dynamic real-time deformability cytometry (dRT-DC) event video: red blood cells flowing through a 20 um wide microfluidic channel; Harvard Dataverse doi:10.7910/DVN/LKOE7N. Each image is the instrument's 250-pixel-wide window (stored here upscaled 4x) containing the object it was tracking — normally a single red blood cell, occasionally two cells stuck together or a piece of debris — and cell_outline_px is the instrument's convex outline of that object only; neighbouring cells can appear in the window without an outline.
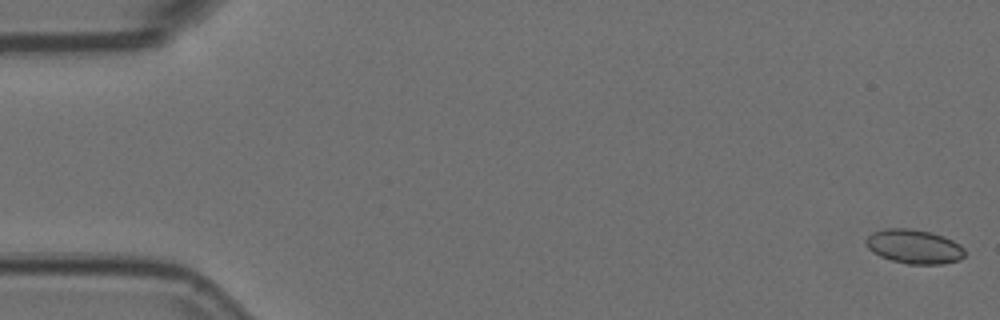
{"species": "Egyptian fruit bat (a non-hibernating species)", "species_latin": "Rousettus aegyptiacus", "temperature_condition": "room temperature", "stored_images_in_passage": 55, "camera_frame_rate_fps": 3000, "um_per_image_px": 0.085, "animal": {"sex": "female"}, "frame": {"image": 1, "passage_image": 1, "time_ms": 0.0, "image_size_px": [1000, 320], "cell_outline_px": [[964, 256], [960, 260], [944, 264], [908, 264], [892, 260], [880, 256], [872, 252], [864, 244], [864, 240], [872, 232], [884, 228], [912, 228], [932, 232], [944, 236], [960, 244], [964, 248]], "centroid_in_image_um": [77.69, 20.94], "position_along_channel_um": 7.3, "area_um2": 20.0}}
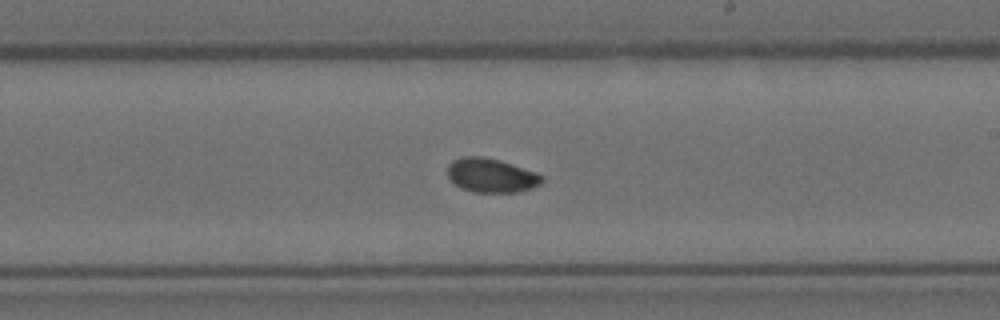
{"frame": {"image": 2, "passage_image": 32, "time_ms": 10.333, "image_size_px": [1000, 320], "cell_outline_px": [[544, 180], [540, 184], [532, 188], [516, 192], [472, 192], [460, 188], [448, 176], [448, 164], [452, 160], [464, 156], [484, 156], [500, 160], [536, 172], [544, 176]], "centroid_in_image_um": [41.76, 14.9], "position_along_channel_um": 247.2, "area_um2": 18.84}}
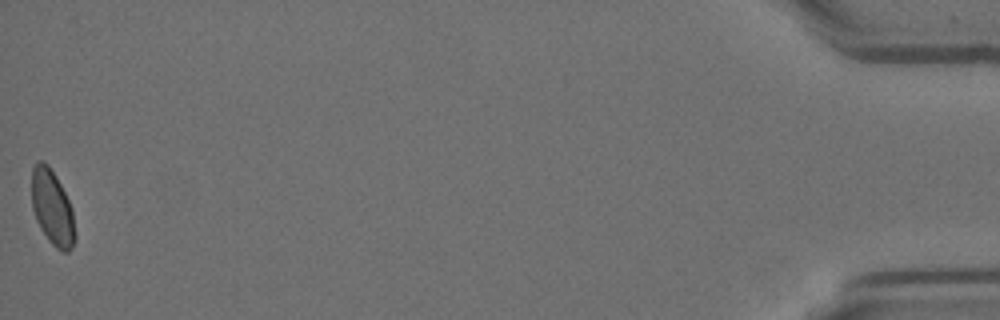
{"frame": {"image": 3, "passage_image": 55, "time_ms": 18.0, "image_size_px": [1000, 320], "cell_outline_px": [[76, 236], [72, 248], [68, 252], [60, 252], [48, 240], [40, 228], [36, 220], [32, 208], [32, 168], [36, 160], [44, 160], [48, 164], [60, 184], [72, 208]], "centroid_in_image_um": [4.44, 17.67], "position_along_channel_um": 430.8, "area_um2": 19.13}, "authors_computed_cell_mechanics": {"area_um2": 18.7272, "velocity_mm_per_s": 3.7049, "shape_relaxation_time_tau1_ms": 4.7055, "shape_relaxation_time_tau2_ms": 0.6074, "deformation_change_tau1": 0.0892, "deformation_change_tau2": 0.0408}}